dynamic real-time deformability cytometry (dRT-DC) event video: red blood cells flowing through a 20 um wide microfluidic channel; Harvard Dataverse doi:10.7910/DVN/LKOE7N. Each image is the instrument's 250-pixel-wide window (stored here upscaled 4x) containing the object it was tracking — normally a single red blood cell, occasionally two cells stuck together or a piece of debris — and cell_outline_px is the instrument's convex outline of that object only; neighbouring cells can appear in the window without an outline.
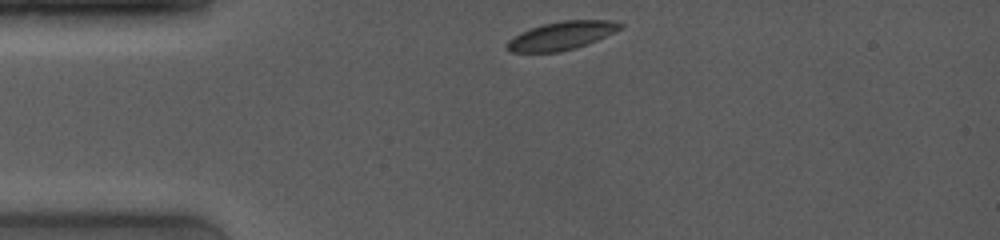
{"species": "common noctule bat (a hibernating species)", "species_latin": "Nyctalus noctula", "temperature_condition": "room temperature", "stored_images_in_passage": 46, "camera_frame_rate_fps": 4000, "um_per_image_px": 0.085, "animal": {"sex": "female", "body_mass_g": 19.0, "forearm_length_mm": 53.3}, "frame": {"image": 1, "passage_image": 1, "time_ms": 0.0, "image_size_px": [1000, 240], "cell_outline_px": [[624, 28], [596, 40], [576, 48], [560, 52], [512, 52], [508, 48], [508, 40], [520, 32], [528, 28], [544, 24], [564, 20], [616, 20], [624, 24]], "centroid_in_image_um": [47.78, 3.01], "position_along_channel_um": 37.2, "area_um2": 18.67}}
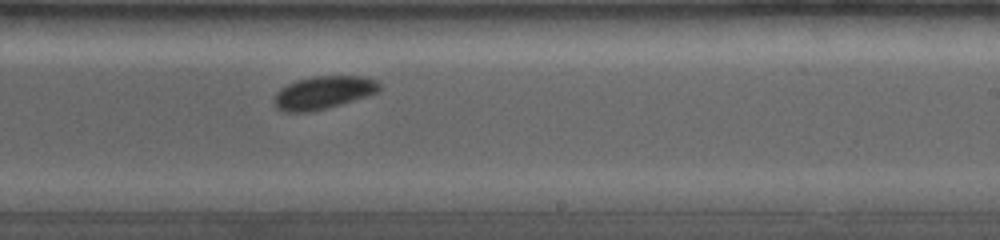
{"frame": {"image": 2, "passage_image": 27, "time_ms": 6.5, "image_size_px": [1000, 240], "cell_outline_px": [[380, 88], [376, 92], [340, 104], [308, 112], [284, 112], [276, 108], [272, 100], [276, 92], [280, 88], [288, 84], [312, 76], [360, 76], [376, 80], [380, 84]], "centroid_in_image_um": [27.41, 7.87], "position_along_channel_um": 261.6, "area_um2": 19.88}}
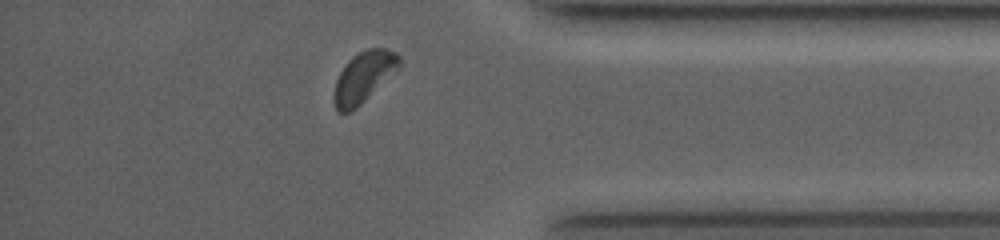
{"frame": {"image": 3, "passage_image": 42, "time_ms": 10.25, "image_size_px": [1000, 240], "cell_outline_px": [[400, 68], [356, 108], [348, 112], [336, 112], [332, 100], [332, 96], [336, 80], [340, 72], [348, 60], [352, 56], [368, 48], [384, 48], [396, 52], [400, 56]], "centroid_in_image_um": [30.89, 6.55], "position_along_channel_um": 404.3, "area_um2": 19.42}, "authors_computed_cell_mechanics": {"area_um2": 19.7387, "velocity_mm_per_s": 3.9778, "shape_relaxation_time_tau1_ms": 1.2973, "shape_relaxation_time_tau2_ms": null, "deformation_change_tau1": 0.0564, "deformation_change_tau2": null}}